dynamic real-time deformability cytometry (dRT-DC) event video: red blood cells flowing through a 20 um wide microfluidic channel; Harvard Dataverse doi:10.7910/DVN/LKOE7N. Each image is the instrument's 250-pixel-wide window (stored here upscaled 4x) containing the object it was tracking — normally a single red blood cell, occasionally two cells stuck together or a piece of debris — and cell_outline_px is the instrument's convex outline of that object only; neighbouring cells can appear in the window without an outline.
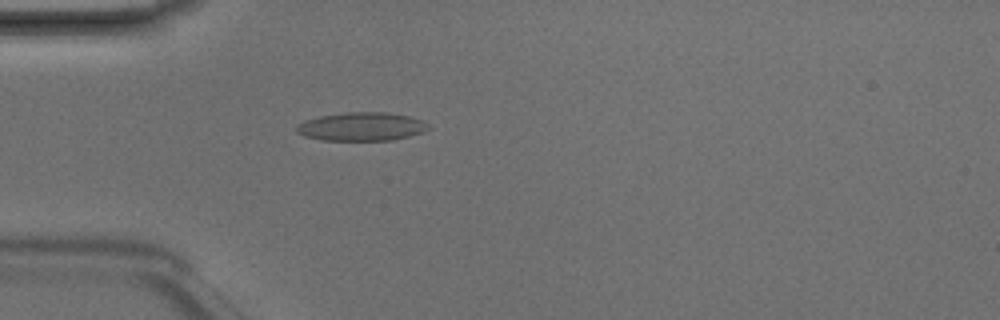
{"species": "Egyptian fruit bat (a non-hibernating species)", "species_latin": "Rousettus aegyptiacus", "temperature_condition": "room temperature", "stored_images_in_passage": 4, "camera_frame_rate_fps": 3000, "um_per_image_px": 0.085, "animal": {"sex": "male"}, "frame": {"image": 1, "passage_image": 4, "time_ms": 1.0, "image_size_px": [1000, 320], "cell_outline_px": [[428, 128], [424, 132], [392, 140], [324, 140], [304, 136], [296, 132], [296, 128], [304, 120], [320, 116], [344, 112], [384, 112], [408, 116], [420, 120], [428, 124]], "centroid_in_image_um": [30.71, 10.76], "position_along_channel_um": 54.3, "area_um2": 21.68}}